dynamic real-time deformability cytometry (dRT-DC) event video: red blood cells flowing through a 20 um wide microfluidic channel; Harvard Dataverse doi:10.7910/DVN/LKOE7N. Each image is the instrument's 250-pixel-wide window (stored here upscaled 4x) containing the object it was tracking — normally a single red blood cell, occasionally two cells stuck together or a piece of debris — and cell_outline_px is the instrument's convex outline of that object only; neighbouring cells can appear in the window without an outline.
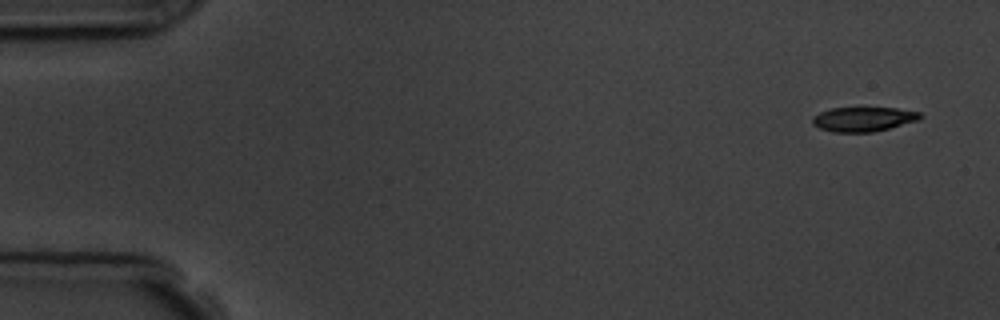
{"species": "common noctule bat (a hibernating species)", "species_latin": "Nyctalus noctula", "temperature_condition": "room temperature", "stored_images_in_passage": 6, "camera_frame_rate_fps": 3000, "um_per_image_px": 0.085, "animal": {"sex": "male", "body_mass_g": 19.5, "forearm_length_mm": 54.6}, "frame": {"image": 1, "passage_image": 1, "time_ms": 0.0, "image_size_px": [1000, 320], "cell_outline_px": [[924, 116], [920, 120], [872, 132], [832, 132], [820, 128], [812, 124], [812, 116], [828, 108], [896, 108], [920, 112]], "centroid_in_image_um": [73.38, 10.12], "position_along_channel_um": 11.6, "area_um2": 15.43}}
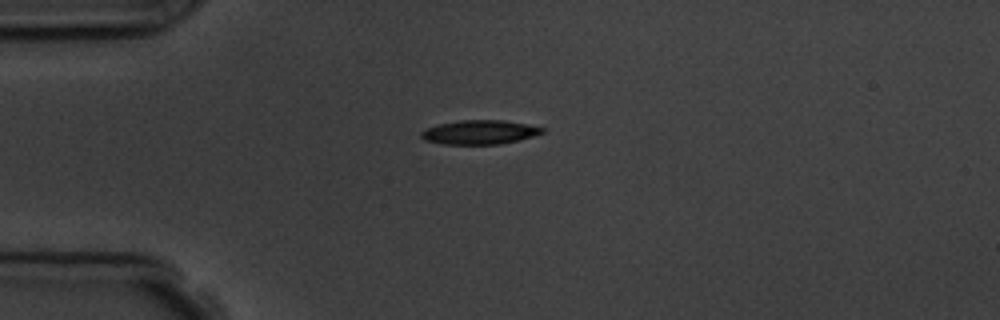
{"frame": {"image": 2, "passage_image": 4, "time_ms": 3.667, "image_size_px": [1000, 320], "cell_outline_px": [[544, 132], [520, 140], [500, 144], [444, 144], [424, 140], [420, 136], [420, 132], [424, 128], [440, 124], [460, 120], [504, 120], [544, 128]], "centroid_in_image_um": [40.72, 11.24], "position_along_channel_um": 44.3, "area_um2": 16.94}}